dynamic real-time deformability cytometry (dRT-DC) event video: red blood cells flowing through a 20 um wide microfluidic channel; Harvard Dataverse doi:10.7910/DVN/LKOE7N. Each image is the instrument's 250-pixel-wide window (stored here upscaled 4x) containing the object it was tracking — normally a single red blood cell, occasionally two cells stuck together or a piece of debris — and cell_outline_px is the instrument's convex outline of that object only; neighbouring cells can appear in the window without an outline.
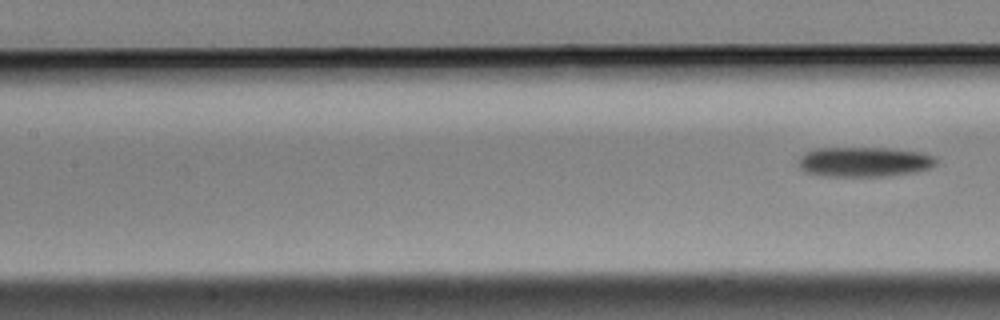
{"species": "Egyptian fruit bat (a non-hibernating species)", "species_latin": "Rousettus aegyptiacus", "temperature_condition": "cold", "stored_images_in_passage": 5, "segment_of_instrument_passage": [2, 2], "camera_frame_rate_fps": 3000, "um_per_image_px": 0.085, "animal": {"sex": "male"}, "frame": {"image": 1, "passage_image": 5, "time_ms": 1.333, "image_size_px": [1000, 320], "cell_outline_px": [[936, 164], [928, 168], [916, 172], [888, 176], [824, 176], [804, 172], [796, 164], [800, 156], [816, 148], [888, 148], [924, 152], [936, 156]], "centroid_in_image_um": [73.46, 13.76], "position_along_channel_um": 133.9, "area_um2": 24.22}}